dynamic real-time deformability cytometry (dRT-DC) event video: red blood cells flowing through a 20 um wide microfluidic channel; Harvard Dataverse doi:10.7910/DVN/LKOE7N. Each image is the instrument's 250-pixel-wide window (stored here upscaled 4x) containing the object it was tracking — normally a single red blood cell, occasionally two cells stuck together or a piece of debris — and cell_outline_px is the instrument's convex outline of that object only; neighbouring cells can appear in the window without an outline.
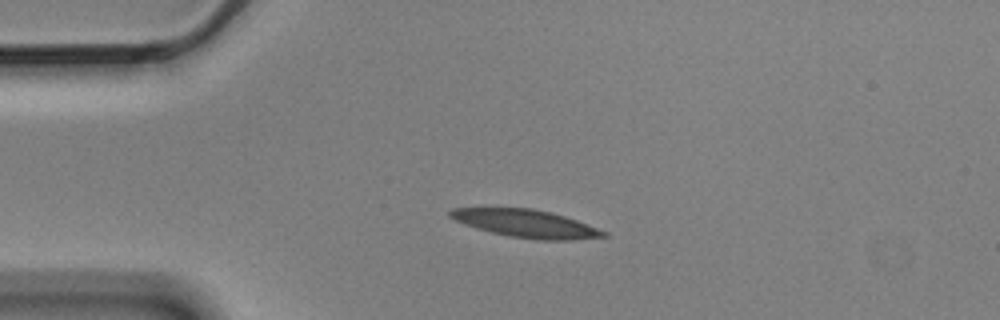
{"species": "Egyptian fruit bat (a non-hibernating species)", "species_latin": "Rousettus aegyptiacus", "temperature_condition": "cold", "stored_images_in_passage": 9, "camera_frame_rate_fps": 3000, "um_per_image_px": 0.085, "animal": {"sex": "male"}, "frame": {"image": 1, "passage_image": 3, "time_ms": 0.667, "image_size_px": [1000, 320], "cell_outline_px": [[608, 236], [572, 240], [540, 240], [508, 236], [476, 228], [464, 224], [448, 216], [448, 212], [452, 208], [532, 208], [564, 216], [576, 220], [608, 232]], "centroid_in_image_um": [44.71, 19.01], "position_along_channel_um": 40.3, "area_um2": 24.62}}
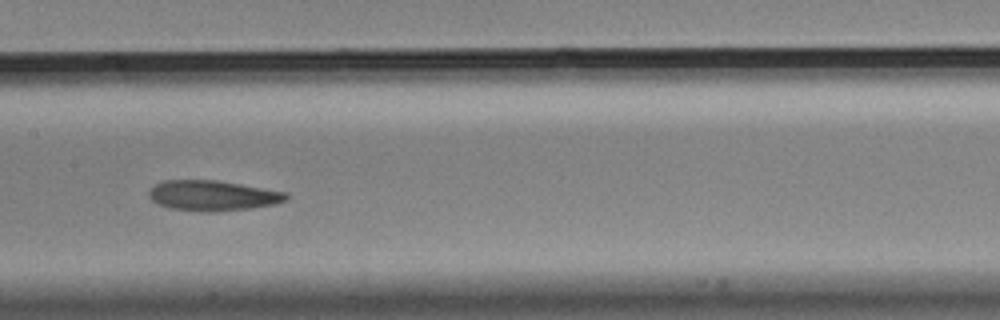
{"frame": {"image": 2, "passage_image": 7, "time_ms": 2.0, "image_size_px": [1000, 320], "cell_outline_px": [[288, 200], [276, 204], [248, 208], [216, 212], [168, 208], [156, 204], [148, 196], [148, 192], [156, 184], [164, 180], [216, 180], [288, 192]], "centroid_in_image_um": [18.08, 16.62], "position_along_channel_um": 189.3, "area_um2": 24.22}}
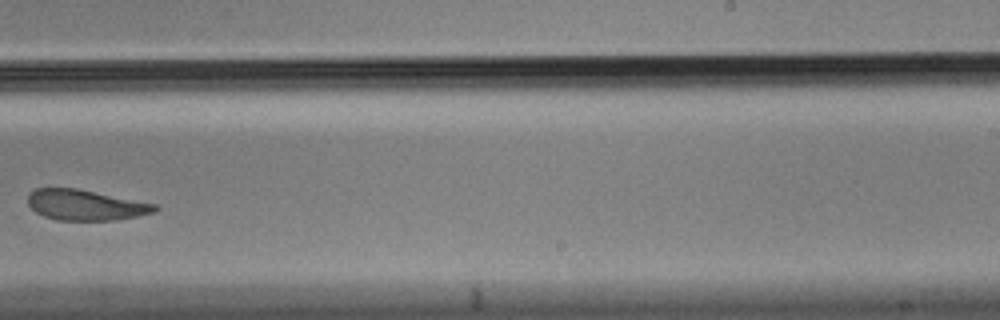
{"frame": {"image": 3, "passage_image": 9, "time_ms": 2.667, "image_size_px": [1000, 320], "cell_outline_px": [[160, 208], [156, 212], [116, 220], [56, 220], [44, 216], [36, 212], [28, 204], [28, 196], [36, 188], [76, 188], [156, 204]], "centroid_in_image_um": [7.28, 17.43], "position_along_channel_um": 281.7, "area_um2": 22.48}}